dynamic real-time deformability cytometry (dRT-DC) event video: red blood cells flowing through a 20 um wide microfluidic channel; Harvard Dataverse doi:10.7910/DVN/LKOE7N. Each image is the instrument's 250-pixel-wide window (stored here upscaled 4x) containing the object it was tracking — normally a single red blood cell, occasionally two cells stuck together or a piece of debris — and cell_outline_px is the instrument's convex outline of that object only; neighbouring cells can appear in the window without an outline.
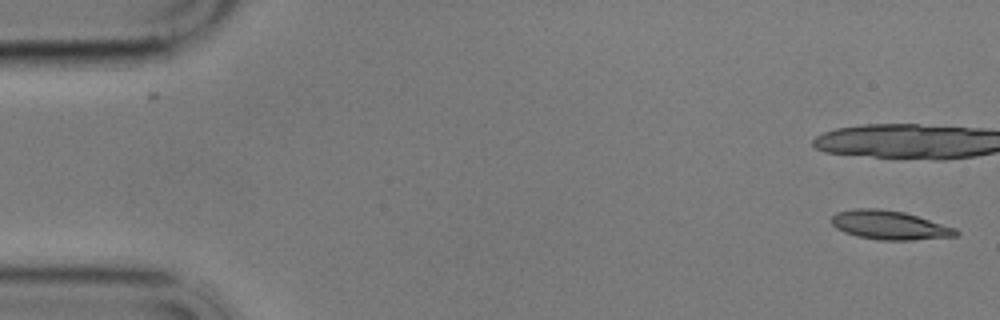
{"species": "common noctule bat (a hibernating species)", "species_latin": "Nyctalus noctula", "temperature_condition": "cold", "stored_images_in_passage": 16, "camera_frame_rate_fps": 3000, "um_per_image_px": 0.085, "animal": {"sex": "male", "body_mass_g": 17.9}, "frame": {"image": 1, "passage_image": 1, "time_ms": 0.0, "image_size_px": [1000, 320], "cell_outline_px": [[960, 232], [956, 236], [912, 240], [880, 240], [856, 236], [844, 232], [836, 228], [832, 224], [832, 216], [836, 212], [856, 208], [880, 208], [904, 212], [956, 228]], "centroid_in_image_um": [75.6, 19.13], "position_along_channel_um": 9.4, "area_um2": 20.98}}